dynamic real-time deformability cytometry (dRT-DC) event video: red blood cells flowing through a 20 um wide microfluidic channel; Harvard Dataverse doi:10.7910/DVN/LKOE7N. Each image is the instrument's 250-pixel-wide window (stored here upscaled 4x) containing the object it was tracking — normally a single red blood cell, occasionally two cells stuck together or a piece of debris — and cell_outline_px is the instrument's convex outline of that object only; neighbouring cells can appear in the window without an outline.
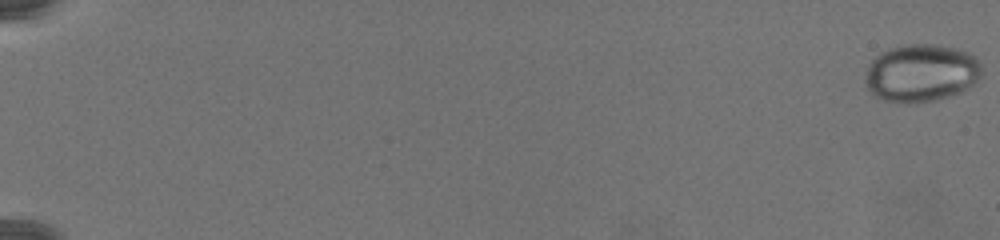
{"species": "common noctule bat (a hibernating species)", "species_latin": "Nyctalus noctula", "temperature_condition": "warm", "stored_images_in_passage": 80, "camera_frame_rate_fps": 3000, "um_per_image_px": 0.085, "animal": {"sex": "female", "body_mass_g": 19.5, "forearm_length_mm": 54.1}, "frame": {"image": 1, "passage_image": 1, "time_ms": 0.0, "image_size_px": [1000, 240], "cell_outline_px": [[980, 76], [968, 88], [960, 92], [936, 100], [884, 100], [872, 96], [864, 84], [868, 64], [880, 52], [888, 48], [904, 44], [936, 44], [956, 48], [968, 52], [976, 56], [980, 64]], "centroid_in_image_um": [78.27, 6.16], "position_along_channel_um": 6.7, "area_um2": 38.84}}
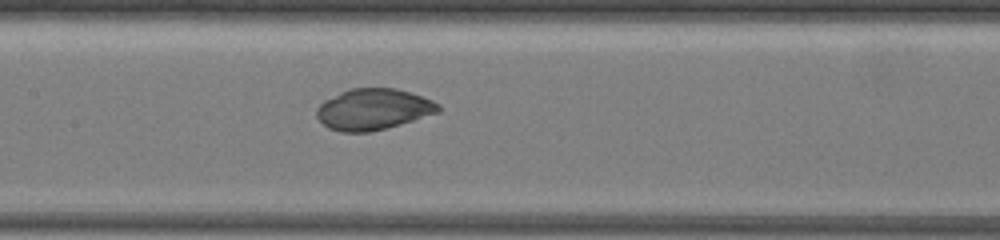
{"frame": {"image": 2, "passage_image": 44, "time_ms": 14.333, "image_size_px": [1000, 240], "cell_outline_px": [[440, 112], [400, 124], [368, 132], [340, 132], [328, 128], [316, 116], [316, 108], [324, 100], [340, 92], [352, 88], [396, 88], [432, 100], [440, 104]], "centroid_in_image_um": [31.71, 9.29], "position_along_channel_um": 175.7, "area_um2": 29.02}}
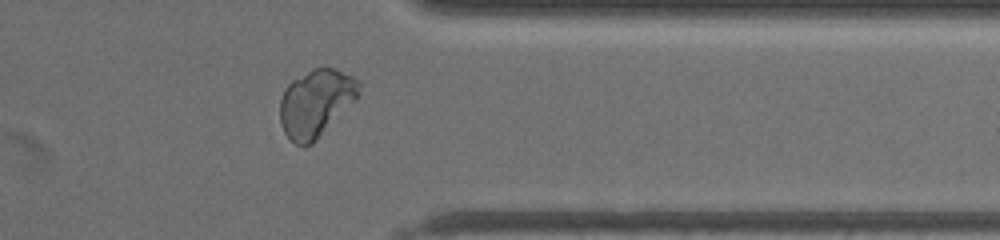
{"frame": {"image": 3, "passage_image": 67, "time_ms": 22.0, "image_size_px": [1000, 240], "cell_outline_px": [[360, 92], [356, 100], [312, 144], [304, 148], [296, 144], [284, 132], [280, 124], [280, 100], [284, 88], [292, 80], [312, 68], [332, 68], [352, 76], [360, 80]], "centroid_in_image_um": [26.84, 8.76], "position_along_channel_um": 384.6, "area_um2": 31.1}}